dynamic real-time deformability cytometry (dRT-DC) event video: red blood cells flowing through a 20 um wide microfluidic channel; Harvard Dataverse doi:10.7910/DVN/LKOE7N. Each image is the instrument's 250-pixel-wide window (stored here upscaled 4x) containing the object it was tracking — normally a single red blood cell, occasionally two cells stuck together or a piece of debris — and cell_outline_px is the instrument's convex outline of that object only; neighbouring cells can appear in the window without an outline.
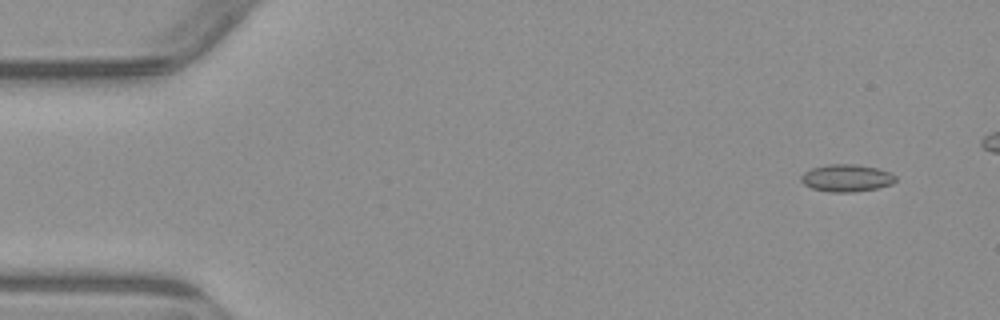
{"species": "common noctule bat (a hibernating species)", "species_latin": "Nyctalus noctula", "temperature_condition": "warm", "stored_images_in_passage": 5, "camera_frame_rate_fps": 3000, "um_per_image_px": 0.085, "animal": {"sex": "male", "body_mass_g": 23.1, "forearm_length_mm": 52.7}, "frame": {"image": 1, "passage_image": 1, "time_ms": 0.0, "image_size_px": [1000, 320], "cell_outline_px": [[896, 180], [892, 184], [876, 188], [852, 192], [828, 192], [812, 188], [804, 184], [800, 180], [800, 176], [804, 172], [812, 168], [828, 164], [856, 164], [876, 168], [892, 172], [896, 176]], "centroid_in_image_um": [71.96, 15.13], "position_along_channel_um": 13.0, "area_um2": 15.09}}
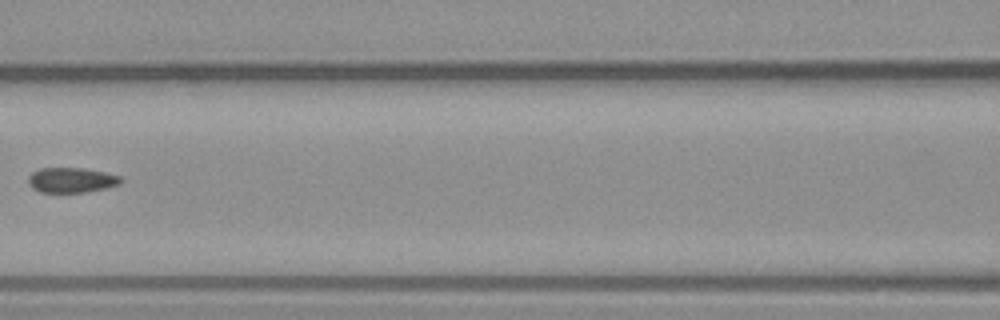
{"frame": {"image": 2, "passage_image": 4, "time_ms": 6.667, "image_size_px": [1000, 320], "cell_outline_px": [[124, 180], [120, 184], [104, 188], [84, 192], [40, 192], [32, 188], [28, 180], [28, 176], [32, 172], [40, 168], [84, 168], [104, 172], [120, 176]], "centroid_in_image_um": [6.07, 15.3], "position_along_channel_um": 160.5, "area_um2": 13.47}}
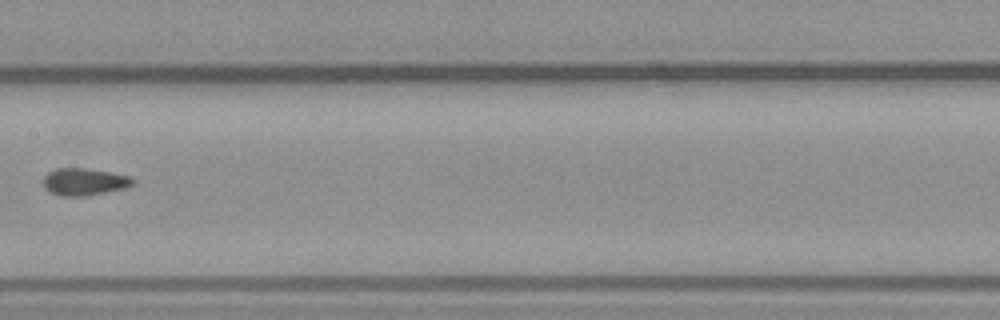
{"frame": {"image": 3, "passage_image": 5, "time_ms": 7.667, "image_size_px": [1000, 320], "cell_outline_px": [[136, 184], [124, 188], [84, 196], [60, 196], [44, 188], [44, 176], [48, 172], [56, 168], [84, 168], [112, 172], [132, 176], [136, 180]], "centroid_in_image_um": [7.21, 15.44], "position_along_channel_um": 200.2, "area_um2": 14.28}}